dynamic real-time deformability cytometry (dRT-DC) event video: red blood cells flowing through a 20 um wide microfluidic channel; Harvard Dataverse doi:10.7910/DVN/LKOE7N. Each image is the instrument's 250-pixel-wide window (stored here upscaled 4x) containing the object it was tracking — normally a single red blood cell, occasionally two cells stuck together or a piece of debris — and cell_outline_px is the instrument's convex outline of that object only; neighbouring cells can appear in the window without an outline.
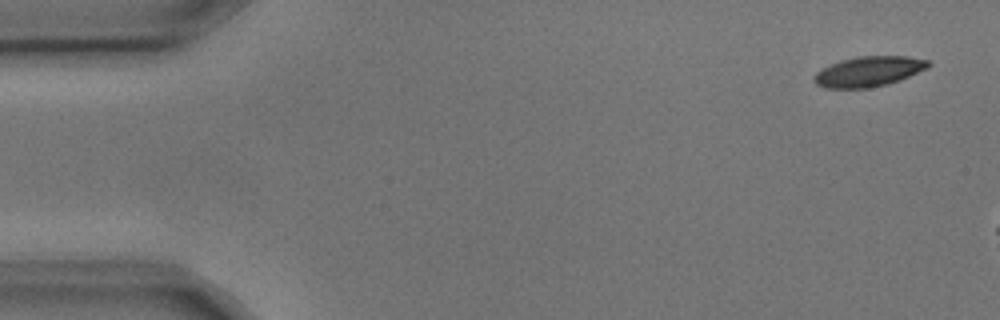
{"species": "common noctule bat (a hibernating species)", "species_latin": "Nyctalus noctula", "temperature_condition": "cold", "stored_images_in_passage": 3, "camera_frame_rate_fps": 3000, "um_per_image_px": 0.085, "animal": {"sex": "male", "body_mass_g": 17.9, "forearm_length_mm": 54.2}, "frame": {"image": 1, "passage_image": 1, "time_ms": 0.0, "image_size_px": [1000, 320], "cell_outline_px": [[932, 64], [928, 68], [900, 80], [888, 84], [868, 88], [824, 88], [816, 84], [812, 80], [812, 76], [816, 72], [840, 60], [860, 56], [908, 56], [928, 60]], "centroid_in_image_um": [73.84, 6.08], "position_along_channel_um": 11.2, "area_um2": 20.17}}